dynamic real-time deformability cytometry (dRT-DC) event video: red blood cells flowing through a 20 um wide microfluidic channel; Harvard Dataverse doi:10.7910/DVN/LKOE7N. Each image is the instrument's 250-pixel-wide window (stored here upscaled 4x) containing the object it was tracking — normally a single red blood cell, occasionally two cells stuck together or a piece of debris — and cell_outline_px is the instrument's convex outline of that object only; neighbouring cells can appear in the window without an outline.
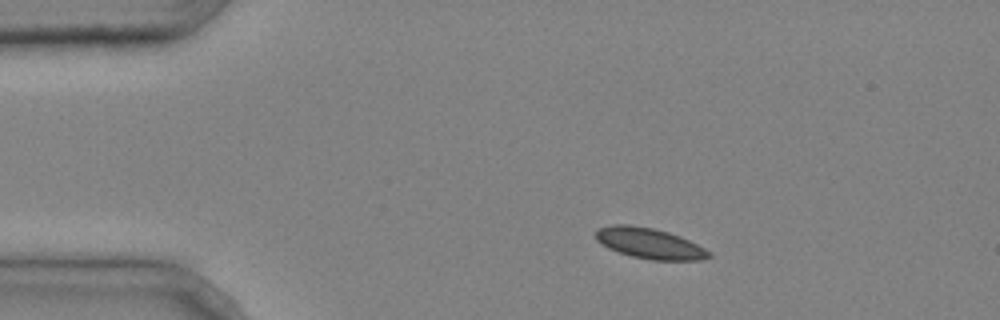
{"species": "common noctule bat (a hibernating species)", "species_latin": "Nyctalus noctula", "temperature_condition": "cold", "stored_images_in_passage": 4, "camera_frame_rate_fps": 3000, "um_per_image_px": 0.085, "animal": {"sex": "male", "body_mass_g": 20.4}, "frame": {"image": 1, "passage_image": 1, "time_ms": 0.0, "image_size_px": [1000, 320], "cell_outline_px": [[712, 256], [700, 260], [652, 260], [632, 256], [608, 248], [596, 240], [596, 232], [600, 228], [612, 224], [628, 224], [652, 228], [668, 232], [680, 236], [712, 252]], "centroid_in_image_um": [55.22, 20.68], "position_along_channel_um": 29.8, "area_um2": 20.06}}
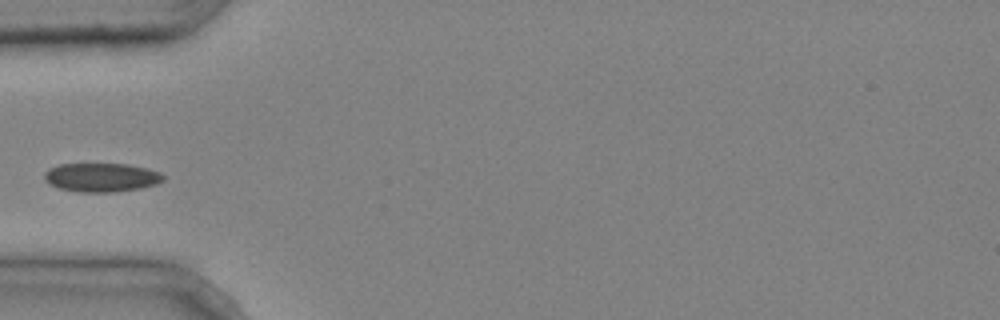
{"frame": {"image": 2, "passage_image": 3, "time_ms": 0.667, "image_size_px": [1000, 320], "cell_outline_px": [[164, 180], [156, 184], [140, 188], [112, 192], [80, 192], [60, 188], [48, 184], [44, 180], [44, 172], [48, 168], [60, 164], [128, 164], [148, 168], [160, 172], [164, 176]], "centroid_in_image_um": [8.61, 15.07], "position_along_channel_um": 76.4, "area_um2": 20.06}}